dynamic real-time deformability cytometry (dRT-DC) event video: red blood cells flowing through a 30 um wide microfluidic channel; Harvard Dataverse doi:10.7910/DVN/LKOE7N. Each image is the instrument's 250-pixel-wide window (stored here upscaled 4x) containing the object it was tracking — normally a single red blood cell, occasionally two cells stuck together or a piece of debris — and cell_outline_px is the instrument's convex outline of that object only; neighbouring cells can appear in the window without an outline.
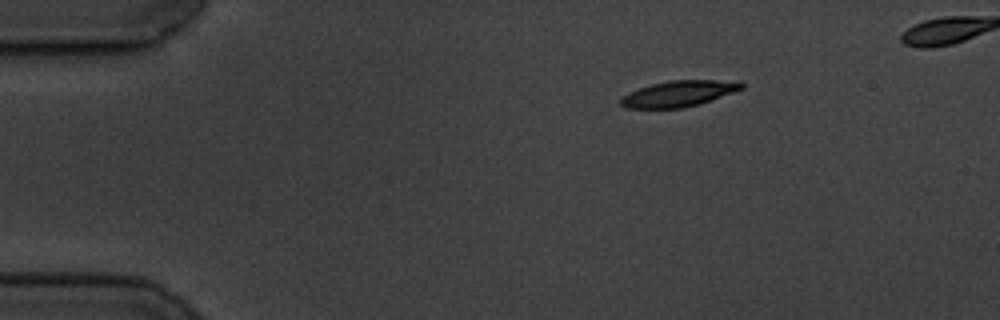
{"species": "common noctule bat (a hibernating species)", "species_latin": "Nyctalus noctula", "temperature_condition": "cold", "stored_images_in_passage": 3, "camera_frame_rate_fps": 3000, "um_per_image_px": 0.085, "animal": {"sex": "male", "body_mass_g": 19.5, "forearm_length_mm": 54.6}, "frame": {"image": 1, "passage_image": 1, "time_ms": 0.0, "image_size_px": [1000, 320], "cell_outline_px": [[744, 88], [700, 104], [684, 108], [628, 108], [620, 104], [620, 96], [628, 92], [652, 84], [668, 80], [740, 80], [744, 84]], "centroid_in_image_um": [57.71, 7.95], "position_along_channel_um": 27.3, "area_um2": 18.44}}